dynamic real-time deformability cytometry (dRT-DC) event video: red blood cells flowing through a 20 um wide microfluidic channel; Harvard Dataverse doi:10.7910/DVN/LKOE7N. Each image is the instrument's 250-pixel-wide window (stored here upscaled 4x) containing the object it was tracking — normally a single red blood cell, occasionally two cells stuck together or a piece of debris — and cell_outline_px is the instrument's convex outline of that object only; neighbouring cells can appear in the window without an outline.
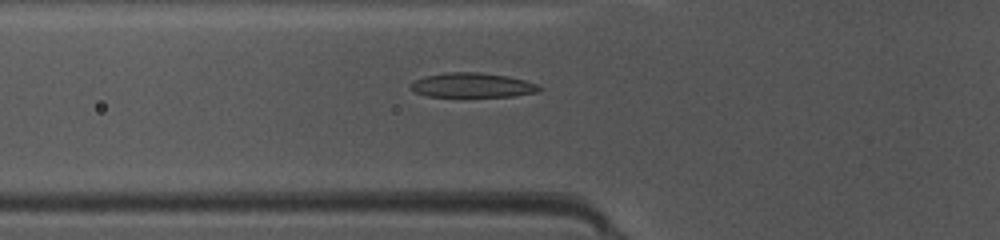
{"species": "common noctule bat (a hibernating species)", "species_latin": "Nyctalus noctula", "temperature_condition": "warm", "stored_images_in_passage": 49, "camera_frame_rate_fps": 3000, "um_per_image_px": 0.085, "animal": {"sex": "female", "body_mass_g": 10.0, "forearm_length_mm": 53.1}, "frame": {"image": 1, "passage_image": 18, "time_ms": 5.667, "image_size_px": [1000, 240], "cell_outline_px": [[544, 88], [540, 92], [512, 96], [428, 96], [416, 92], [408, 88], [408, 84], [424, 76], [444, 72], [476, 72], [508, 76], [524, 80], [536, 84]], "centroid_in_image_um": [40.14, 7.23], "position_along_channel_um": 85.7, "area_um2": 18.44}}
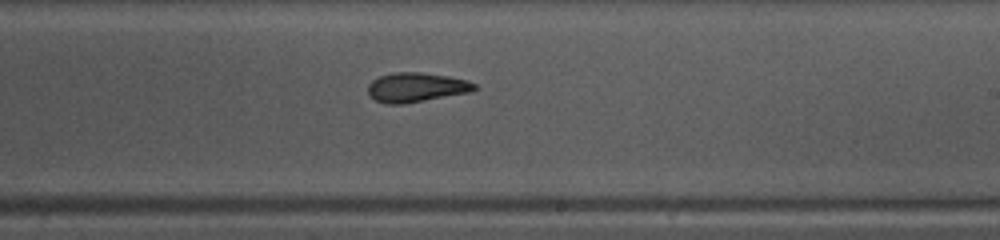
{"frame": {"image": 2, "passage_image": 30, "time_ms": 9.667, "image_size_px": [1000, 240], "cell_outline_px": [[480, 88], [468, 92], [404, 104], [384, 104], [368, 96], [368, 84], [372, 80], [380, 76], [396, 72], [420, 72], [448, 76], [468, 80], [476, 84]], "centroid_in_image_um": [35.37, 7.42], "position_along_channel_um": 253.6, "area_um2": 18.32}}
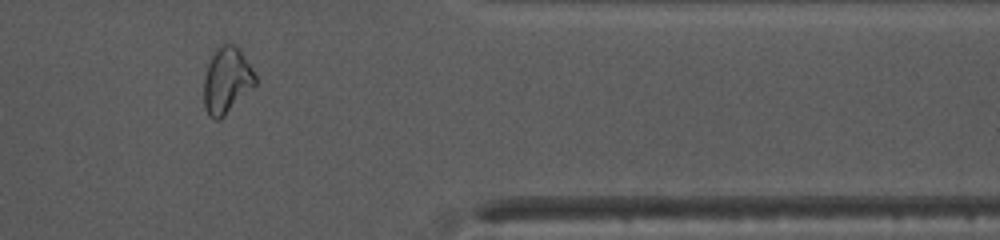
{"frame": {"image": 3, "passage_image": 41, "time_ms": 13.333, "image_size_px": [1000, 240], "cell_outline_px": [[256, 84], [220, 120], [216, 120], [208, 116], [204, 104], [204, 76], [208, 64], [216, 48], [220, 44], [236, 44], [240, 48], [256, 76]], "centroid_in_image_um": [19.26, 6.82], "position_along_channel_um": 392.1, "area_um2": 19.83}, "authors_computed_cell_mechanics": {"area_um2": 18.785, "velocity_mm_per_s": 4.1664, "shape_relaxation_time_tau1_ms": 4.2305, "shape_relaxation_time_tau2_ms": 3.5233, "deformation_change_tau1": 0.1652, "deformation_change_tau2": 0.0581}}